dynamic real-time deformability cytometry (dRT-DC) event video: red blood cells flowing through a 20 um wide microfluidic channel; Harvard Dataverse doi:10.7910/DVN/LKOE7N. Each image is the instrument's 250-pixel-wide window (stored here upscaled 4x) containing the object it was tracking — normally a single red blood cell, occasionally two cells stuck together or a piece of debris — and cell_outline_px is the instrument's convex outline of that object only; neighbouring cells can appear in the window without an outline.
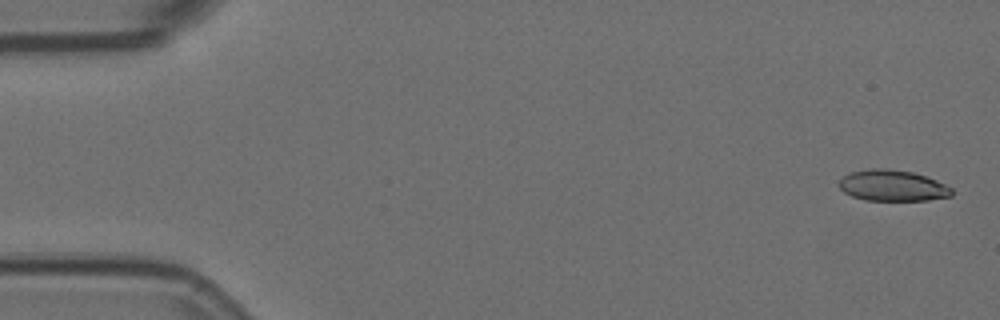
{"species": "Egyptian fruit bat (a non-hibernating species)", "species_latin": "Rousettus aegyptiacus", "temperature_condition": "room temperature", "stored_images_in_passage": 7, "camera_frame_rate_fps": 3000, "um_per_image_px": 0.085, "animal": {"sex": "female"}, "frame": {"image": 1, "passage_image": 1, "time_ms": 0.0, "image_size_px": [1000, 320], "cell_outline_px": [[952, 196], [928, 200], [864, 200], [852, 196], [844, 192], [840, 188], [840, 180], [844, 176], [852, 172], [872, 168], [888, 168], [912, 172], [936, 180], [952, 188]], "centroid_in_image_um": [75.87, 15.78], "position_along_channel_um": 9.1, "area_um2": 20.23}}
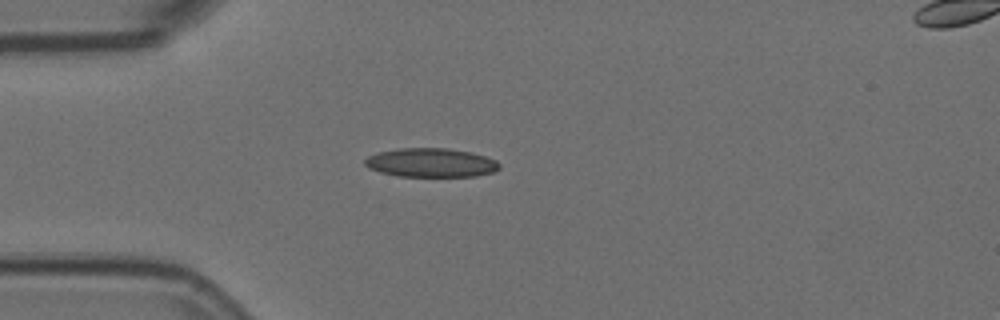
{"frame": {"image": 2, "passage_image": 5, "time_ms": 1.333, "image_size_px": [1000, 320], "cell_outline_px": [[500, 168], [492, 172], [476, 176], [396, 176], [380, 172], [368, 168], [364, 164], [364, 160], [368, 156], [376, 152], [400, 148], [448, 148], [472, 152], [496, 160], [500, 164]], "centroid_in_image_um": [36.61, 13.82], "position_along_channel_um": 48.4, "area_um2": 22.77}}